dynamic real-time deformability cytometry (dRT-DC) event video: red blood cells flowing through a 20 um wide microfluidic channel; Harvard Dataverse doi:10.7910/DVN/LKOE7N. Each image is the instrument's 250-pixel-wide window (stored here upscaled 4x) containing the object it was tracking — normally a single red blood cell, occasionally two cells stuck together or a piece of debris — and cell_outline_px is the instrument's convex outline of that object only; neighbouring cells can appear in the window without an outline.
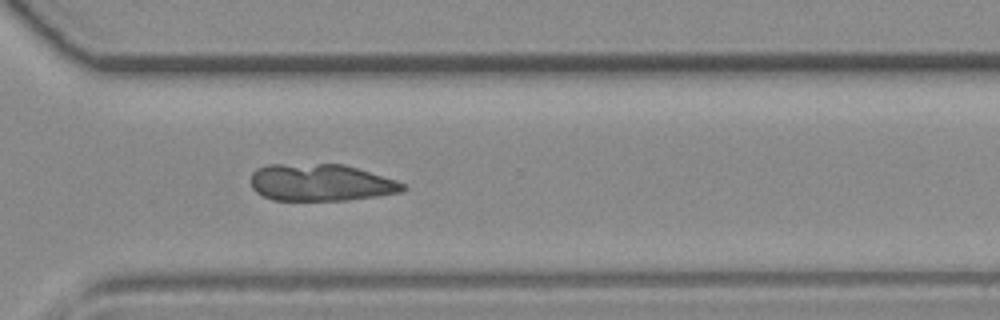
{"species": "common noctule bat (a hibernating species)", "species_latin": "Nyctalus noctula", "temperature_condition": "room temperature", "stored_images_in_passage": 36, "camera_frame_rate_fps": 3000, "um_per_image_px": 0.085, "animal": {"sex": "female", "body_mass_g": 19.3, "forearm_length_mm": 54.1}, "frame": {"image": 1, "passage_image": 23, "time_ms": 7.333, "image_size_px": [1000, 320], "cell_outline_px": [[408, 188], [404, 192], [348, 200], [272, 200], [256, 192], [252, 188], [252, 172], [256, 168], [268, 164], [344, 164], [396, 180], [404, 184]], "centroid_in_image_um": [27.27, 15.52], "position_along_channel_um": 343.3, "area_um2": 32.89}}
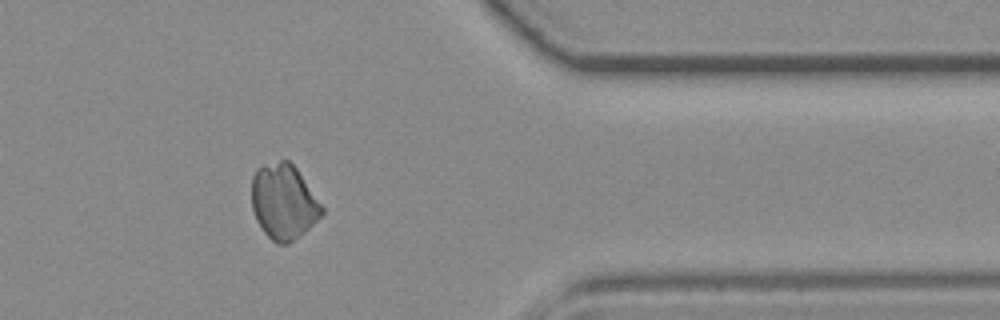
{"frame": {"image": 2, "passage_image": 27, "time_ms": 8.667, "image_size_px": [1000, 320], "cell_outline_px": [[324, 212], [300, 236], [288, 244], [276, 244], [264, 232], [256, 220], [252, 208], [252, 176], [256, 168], [264, 164], [280, 160], [288, 160], [296, 168], [324, 208]], "centroid_in_image_um": [24.08, 17.15], "position_along_channel_um": 387.3, "area_um2": 30.63}}